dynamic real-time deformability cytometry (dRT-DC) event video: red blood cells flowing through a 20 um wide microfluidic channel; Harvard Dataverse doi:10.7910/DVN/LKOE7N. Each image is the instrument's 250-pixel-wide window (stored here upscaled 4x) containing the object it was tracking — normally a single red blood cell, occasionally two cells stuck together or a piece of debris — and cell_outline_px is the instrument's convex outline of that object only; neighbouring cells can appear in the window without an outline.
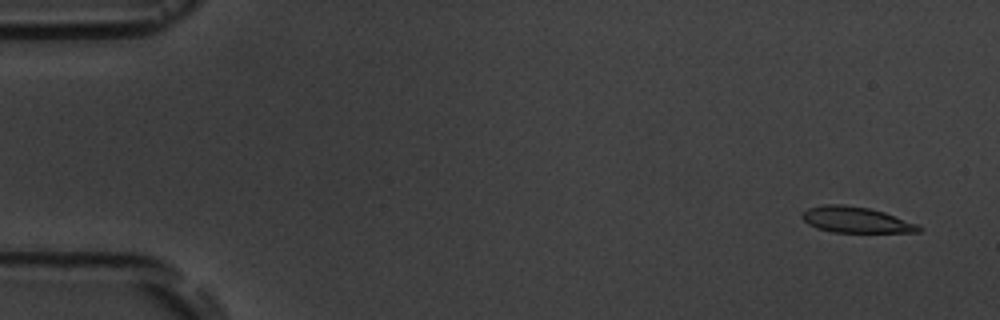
{"species": "common noctule bat (a hibernating species)", "species_latin": "Nyctalus noctula", "temperature_condition": "room temperature", "stored_images_in_passage": 5, "camera_frame_rate_fps": 3000, "um_per_image_px": 0.085, "animal": {"sex": "male", "body_mass_g": 19.5, "forearm_length_mm": 54.6}, "frame": {"image": 1, "passage_image": 1, "time_ms": 0.0, "image_size_px": [1000, 320], "cell_outline_px": [[924, 228], [920, 232], [832, 232], [816, 228], [808, 224], [800, 216], [808, 208], [824, 204], [840, 204], [868, 208], [884, 212], [920, 224]], "centroid_in_image_um": [72.79, 18.69], "position_along_channel_um": 12.2, "area_um2": 17.69}}
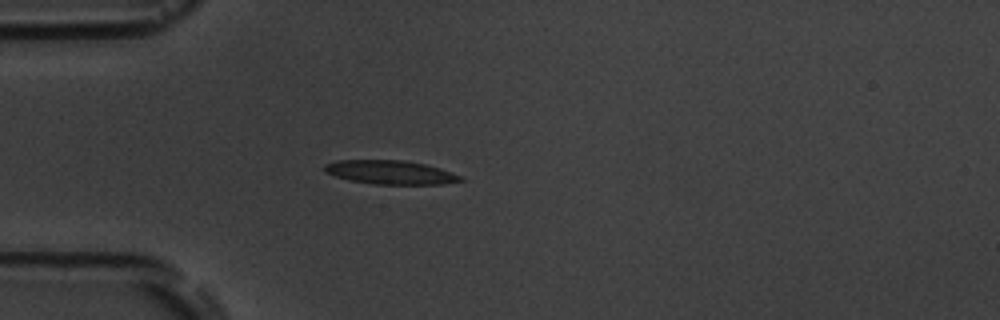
{"frame": {"image": 2, "passage_image": 4, "time_ms": 4.333, "image_size_px": [1000, 320], "cell_outline_px": [[464, 180], [440, 184], [372, 184], [348, 180], [324, 172], [324, 164], [336, 160], [404, 160], [424, 164], [440, 168], [452, 172], [460, 176]], "centroid_in_image_um": [33.14, 14.64], "position_along_channel_um": 51.9, "area_um2": 18.84}}